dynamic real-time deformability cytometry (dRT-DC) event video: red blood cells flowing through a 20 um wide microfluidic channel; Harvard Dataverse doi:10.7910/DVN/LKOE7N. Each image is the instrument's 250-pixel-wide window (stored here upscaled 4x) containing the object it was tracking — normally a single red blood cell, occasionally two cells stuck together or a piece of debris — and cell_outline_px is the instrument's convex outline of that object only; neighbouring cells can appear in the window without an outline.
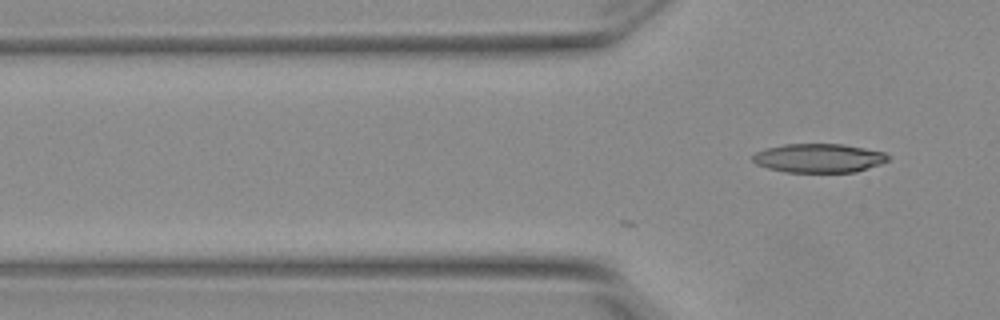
{"species": "Egyptian fruit bat (a non-hibernating species)", "species_latin": "Rousettus aegyptiacus", "temperature_condition": "warm", "stored_images_in_passage": 2, "camera_frame_rate_fps": 3000, "um_per_image_px": 0.085, "animal": {"sex": "female"}, "frame": {"image": 1, "passage_image": 2, "time_ms": 0.333, "image_size_px": [1000, 320], "cell_outline_px": [[888, 160], [880, 164], [856, 172], [784, 172], [768, 168], [756, 164], [752, 160], [752, 156], [756, 152], [764, 148], [784, 144], [844, 144], [884, 152], [888, 156]], "centroid_in_image_um": [69.57, 13.44], "position_along_channel_um": 56.2, "area_um2": 22.83}}